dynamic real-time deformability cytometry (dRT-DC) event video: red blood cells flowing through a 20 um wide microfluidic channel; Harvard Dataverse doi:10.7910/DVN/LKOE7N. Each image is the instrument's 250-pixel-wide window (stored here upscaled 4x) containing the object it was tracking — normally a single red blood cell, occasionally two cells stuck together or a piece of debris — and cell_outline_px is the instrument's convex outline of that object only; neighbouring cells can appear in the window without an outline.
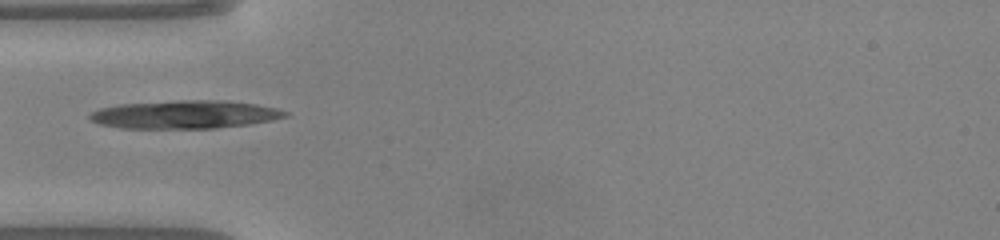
{"species": "common noctule bat (a hibernating species)", "species_latin": "Nyctalus noctula", "temperature_condition": "warm", "stored_images_in_passage": 34, "camera_frame_rate_fps": 3000, "um_per_image_px": 0.085, "animal": {"sex": "male", "body_mass_g": 20.0, "forearm_length_mm": 53.3}, "frame": {"image": 1, "passage_image": 1, "time_ms": 0.0, "image_size_px": [1000, 240], "cell_outline_px": [[288, 116], [272, 120], [248, 124], [216, 128], [120, 128], [100, 124], [92, 120], [88, 116], [92, 112], [100, 108], [120, 104], [180, 100], [228, 100], [256, 104], [276, 108], [288, 112]], "centroid_in_image_um": [15.73, 9.72], "position_along_channel_um": 69.3, "area_um2": 32.02}}
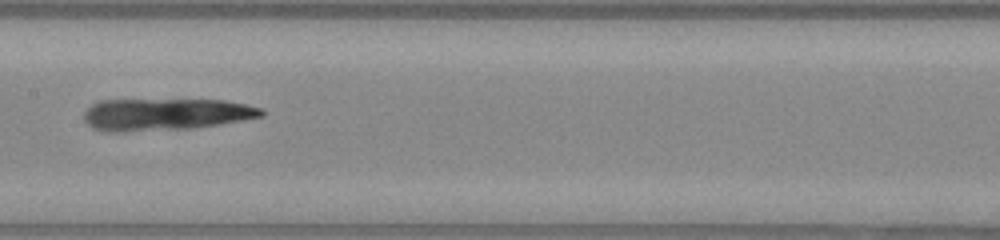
{"frame": {"image": 2, "passage_image": 10, "time_ms": 3.0, "image_size_px": [1000, 240], "cell_outline_px": [[264, 116], [192, 128], [120, 132], [104, 132], [92, 128], [84, 120], [84, 112], [92, 104], [100, 100], [224, 100], [244, 104], [260, 108], [264, 112]], "centroid_in_image_um": [13.99, 9.72], "position_along_channel_um": 193.4, "area_um2": 32.89}}